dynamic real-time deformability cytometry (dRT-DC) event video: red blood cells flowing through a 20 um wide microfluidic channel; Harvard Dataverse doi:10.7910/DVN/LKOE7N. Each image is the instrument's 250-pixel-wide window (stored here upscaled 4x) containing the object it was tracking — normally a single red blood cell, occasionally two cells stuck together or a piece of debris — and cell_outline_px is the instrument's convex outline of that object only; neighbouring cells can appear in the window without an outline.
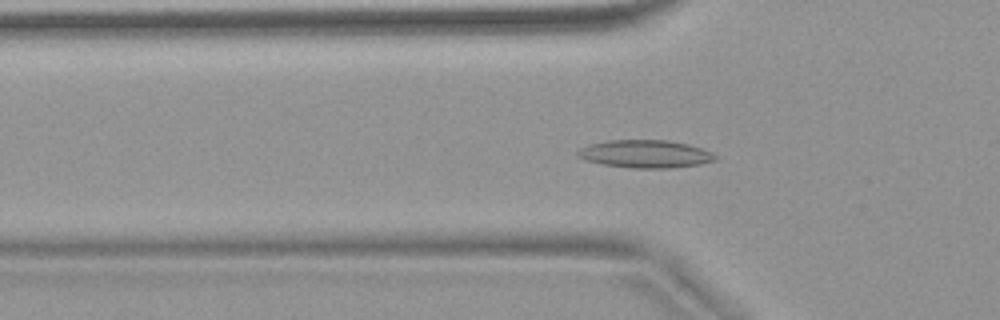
{"species": "common noctule bat (a hibernating species)", "species_latin": "Nyctalus noctula", "temperature_condition": "warm", "stored_images_in_passage": 54, "camera_frame_rate_fps": 3000, "um_per_image_px": 0.085, "animal": {"sex": "female", "body_mass_g": 18.4}, "frame": {"image": 1, "passage_image": 18, "time_ms": 5.667, "image_size_px": [1000, 320], "cell_outline_px": [[720, 156], [716, 160], [700, 164], [672, 168], [632, 168], [600, 164], [584, 160], [576, 156], [576, 152], [580, 148], [592, 144], [608, 140], [668, 140], [688, 144], [712, 152]], "centroid_in_image_um": [54.86, 13.09], "position_along_channel_um": 70.9, "area_um2": 22.48}}
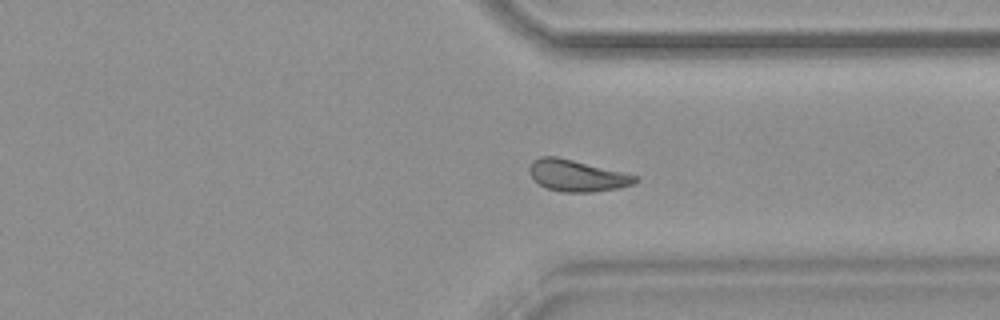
{"frame": {"image": 2, "passage_image": 41, "time_ms": 13.333, "image_size_px": [1000, 320], "cell_outline_px": [[640, 180], [632, 184], [620, 188], [592, 192], [564, 192], [544, 188], [532, 180], [528, 172], [528, 168], [532, 160], [540, 156], [556, 156], [640, 176]], "centroid_in_image_um": [49.01, 14.93], "position_along_channel_um": 362.4, "area_um2": 19.77}}
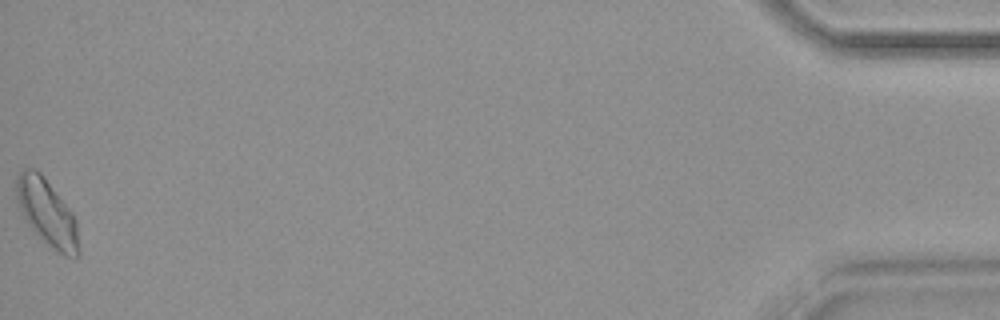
{"frame": {"image": 3, "passage_image": 54, "time_ms": 17.667, "image_size_px": [1000, 320], "cell_outline_px": [[80, 256], [64, 256], [44, 244], [28, 224], [16, 200], [16, 176], [24, 168], [32, 168], [40, 172], [44, 176], [72, 212], [76, 220], [80, 248]], "centroid_in_image_um": [4.0, 18.1], "position_along_channel_um": 431.2, "area_um2": 24.39}, "authors_computed_cell_mechanics": {"area_um2": 20.1144, "velocity_mm_per_s": 3.8038, "shape_relaxation_time_tau1_ms": null, "shape_relaxation_time_tau2_ms": 3.9972, "deformation_change_tau1": null, "deformation_change_tau2": 0.1087}}